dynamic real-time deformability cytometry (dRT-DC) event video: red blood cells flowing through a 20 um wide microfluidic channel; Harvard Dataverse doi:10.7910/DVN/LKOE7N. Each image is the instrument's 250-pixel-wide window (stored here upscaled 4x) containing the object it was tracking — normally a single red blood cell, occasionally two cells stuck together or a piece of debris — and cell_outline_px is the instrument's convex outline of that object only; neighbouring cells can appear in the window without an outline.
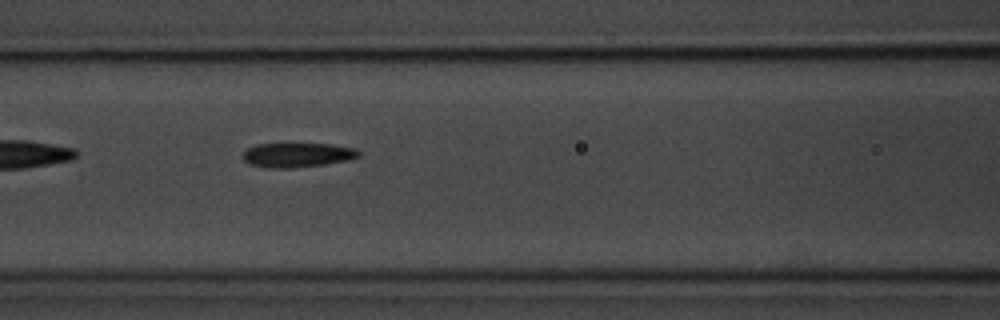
{"species": "common noctule bat (a hibernating species)", "species_latin": "Nyctalus noctula", "temperature_condition": "room temperature", "stored_images_in_passage": 10, "segment_of_instrument_passage": [2, 2], "camera_frame_rate_fps": 3000, "um_per_image_px": 0.085, "animal": {"sex": "male", "body_mass_g": 20.1, "forearm_length_mm": 53.5}, "frame": {"image": 1, "passage_image": 7, "time_ms": 7.0, "image_size_px": [1000, 320], "cell_outline_px": [[360, 156], [348, 160], [324, 164], [292, 168], [268, 168], [248, 164], [244, 160], [244, 152], [248, 148], [256, 144], [328, 144], [356, 148], [360, 152]], "centroid_in_image_um": [25.28, 13.18], "position_along_channel_um": 141.3, "area_um2": 16.42}}